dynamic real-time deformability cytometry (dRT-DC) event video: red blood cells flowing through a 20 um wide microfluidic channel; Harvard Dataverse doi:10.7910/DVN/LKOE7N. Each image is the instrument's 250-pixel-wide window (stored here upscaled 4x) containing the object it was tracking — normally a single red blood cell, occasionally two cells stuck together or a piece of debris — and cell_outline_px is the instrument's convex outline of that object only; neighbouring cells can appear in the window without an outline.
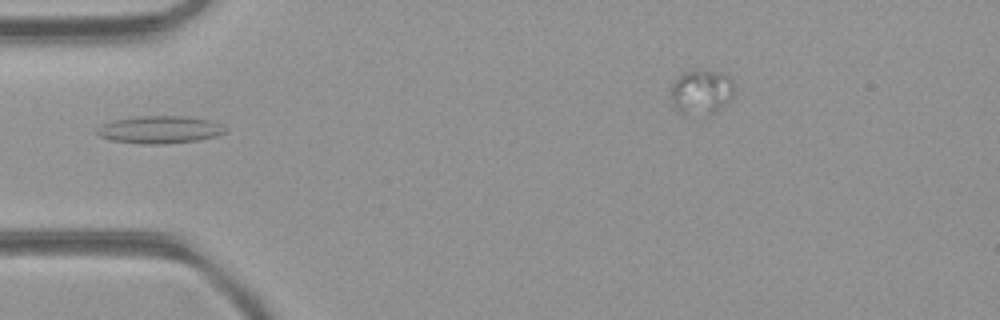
{"species": "common noctule bat (a hibernating species)", "species_latin": "Nyctalus noctula", "temperature_condition": "room temperature", "stored_images_in_passage": 4, "camera_frame_rate_fps": 3000, "um_per_image_px": 0.085, "animal": {"sex": "female", "body_mass_g": 21.9}, "frame": {"image": 1, "passage_image": 3, "time_ms": 0.667, "image_size_px": [1000, 320], "cell_outline_px": [[228, 128], [224, 132], [216, 136], [196, 140], [164, 144], [140, 144], [112, 140], [100, 136], [96, 132], [96, 128], [100, 124], [112, 120], [136, 116], [188, 116], [208, 120], [224, 124]], "centroid_in_image_um": [13.56, 11.01], "position_along_channel_um": 71.4, "area_um2": 20.75}}
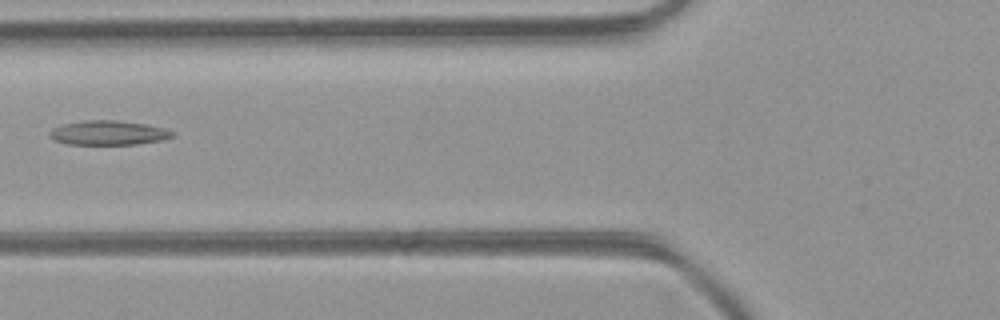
{"frame": {"image": 2, "passage_image": 4, "time_ms": 1.0, "image_size_px": [1000, 320], "cell_outline_px": [[172, 136], [164, 140], [136, 144], [68, 144], [56, 140], [48, 132], [52, 128], [64, 124], [84, 120], [116, 120], [144, 124], [164, 128], [172, 132]], "centroid_in_image_um": [9.21, 11.28], "position_along_channel_um": 116.6, "area_um2": 17.17}}